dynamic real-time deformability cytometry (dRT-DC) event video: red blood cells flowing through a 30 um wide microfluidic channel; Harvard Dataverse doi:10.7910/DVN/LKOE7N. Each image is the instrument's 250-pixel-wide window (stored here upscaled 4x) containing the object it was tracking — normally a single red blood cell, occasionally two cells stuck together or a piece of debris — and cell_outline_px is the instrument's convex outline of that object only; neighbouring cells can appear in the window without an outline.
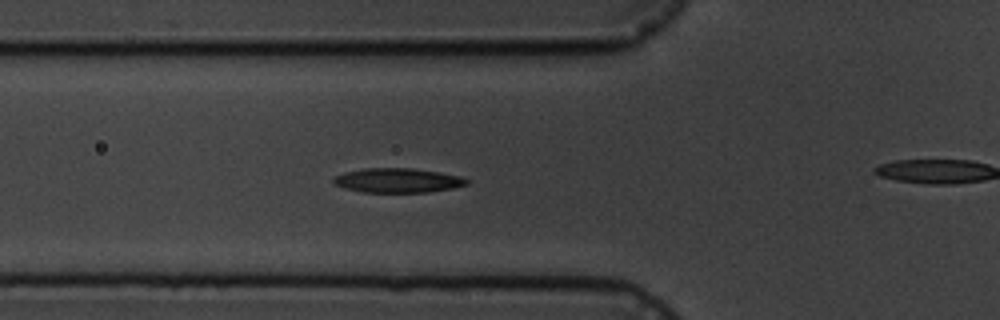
{"species": "common noctule bat (a hibernating species)", "species_latin": "Nyctalus noctula", "temperature_condition": "cold", "stored_images_in_passage": 7, "segment_of_instrument_passage": [1, 2], "camera_frame_rate_fps": 3000, "um_per_image_px": 0.085, "animal": {"sex": "male", "body_mass_g": 19.5, "forearm_length_mm": 54.6}, "frame": {"image": 1, "passage_image": 6, "time_ms": 5.667, "image_size_px": [1000, 320], "cell_outline_px": [[468, 184], [452, 188], [428, 192], [364, 192], [344, 188], [332, 184], [332, 176], [344, 172], [364, 168], [412, 168], [440, 172], [460, 176], [468, 180]], "centroid_in_image_um": [33.74, 15.33], "position_along_channel_um": 92.1, "area_um2": 19.07}}